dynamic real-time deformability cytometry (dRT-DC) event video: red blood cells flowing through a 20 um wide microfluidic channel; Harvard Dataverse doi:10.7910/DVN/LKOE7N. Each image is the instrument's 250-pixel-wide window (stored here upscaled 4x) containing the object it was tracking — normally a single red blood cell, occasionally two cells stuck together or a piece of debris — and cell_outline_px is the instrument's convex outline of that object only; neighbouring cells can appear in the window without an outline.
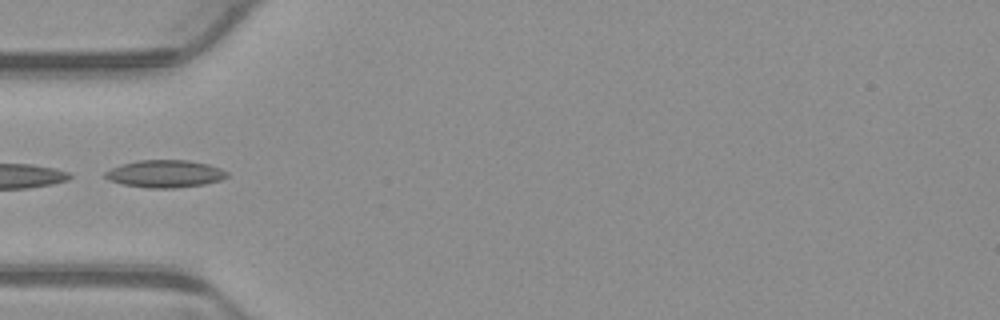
{"species": "common noctule bat (a hibernating species)", "species_latin": "Nyctalus noctula", "temperature_condition": "warm", "stored_images_in_passage": 4, "camera_frame_rate_fps": 3000, "um_per_image_px": 0.085, "animal": {"sex": "male", "body_mass_g": 23.1, "forearm_length_mm": 52.7}, "frame": {"image": 1, "passage_image": 3, "time_ms": 0.667, "image_size_px": [1000, 320], "cell_outline_px": [[228, 176], [220, 180], [204, 184], [176, 188], [148, 188], [120, 184], [108, 180], [104, 176], [104, 172], [120, 164], [140, 160], [188, 160], [208, 164], [220, 168], [228, 172]], "centroid_in_image_um": [14.0, 14.77], "position_along_channel_um": 71.0, "area_um2": 19.59}}
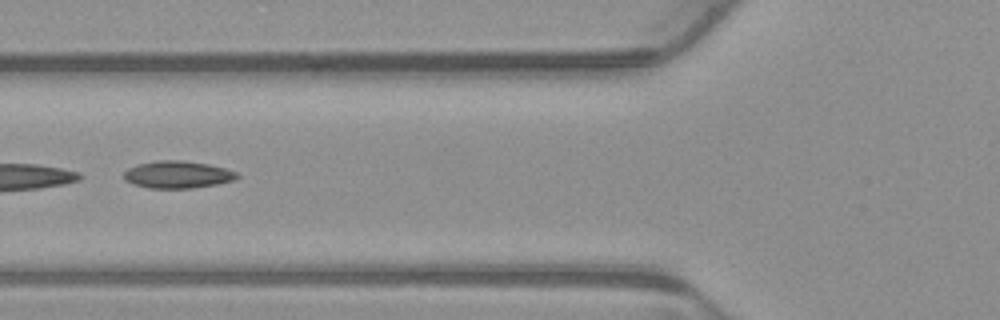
{"frame": {"image": 2, "passage_image": 4, "time_ms": 1.0, "image_size_px": [1000, 320], "cell_outline_px": [[240, 176], [236, 180], [216, 184], [192, 188], [148, 188], [132, 184], [124, 180], [124, 172], [128, 168], [136, 164], [156, 160], [184, 160], [208, 164], [224, 168], [236, 172]], "centroid_in_image_um": [15.07, 14.83], "position_along_channel_um": 110.7, "area_um2": 18.15}}